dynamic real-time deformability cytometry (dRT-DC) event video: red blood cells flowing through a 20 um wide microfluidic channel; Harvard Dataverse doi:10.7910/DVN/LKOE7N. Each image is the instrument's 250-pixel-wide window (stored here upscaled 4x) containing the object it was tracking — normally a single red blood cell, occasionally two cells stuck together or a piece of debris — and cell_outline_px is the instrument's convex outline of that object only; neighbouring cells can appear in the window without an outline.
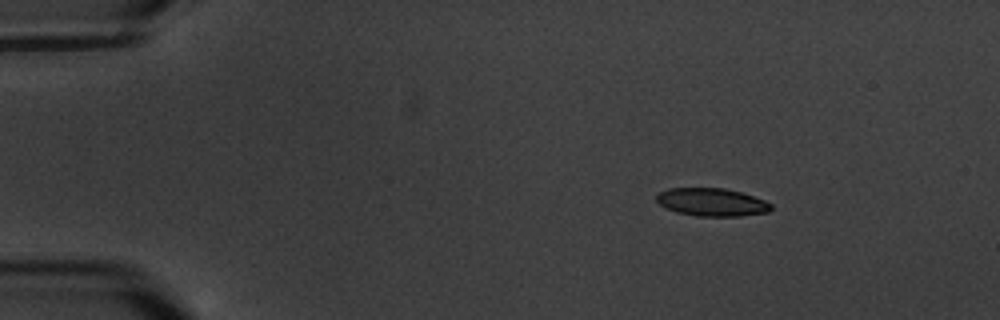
{"species": "common noctule bat (a hibernating species)", "species_latin": "Nyctalus noctula", "temperature_condition": "warm", "stored_images_in_passage": 4, "camera_frame_rate_fps": 3000, "um_per_image_px": 0.085, "animal": {"sex": "male", "body_mass_g": 20.1, "forearm_length_mm": 53.5}, "frame": {"image": 1, "passage_image": 2, "time_ms": 1.333, "image_size_px": [1000, 320], "cell_outline_px": [[772, 208], [768, 212], [740, 216], [696, 216], [676, 212], [664, 208], [656, 200], [656, 196], [660, 192], [668, 188], [724, 188], [740, 192], [764, 200], [772, 204]], "centroid_in_image_um": [60.48, 17.19], "position_along_channel_um": 24.5, "area_um2": 18.67}}